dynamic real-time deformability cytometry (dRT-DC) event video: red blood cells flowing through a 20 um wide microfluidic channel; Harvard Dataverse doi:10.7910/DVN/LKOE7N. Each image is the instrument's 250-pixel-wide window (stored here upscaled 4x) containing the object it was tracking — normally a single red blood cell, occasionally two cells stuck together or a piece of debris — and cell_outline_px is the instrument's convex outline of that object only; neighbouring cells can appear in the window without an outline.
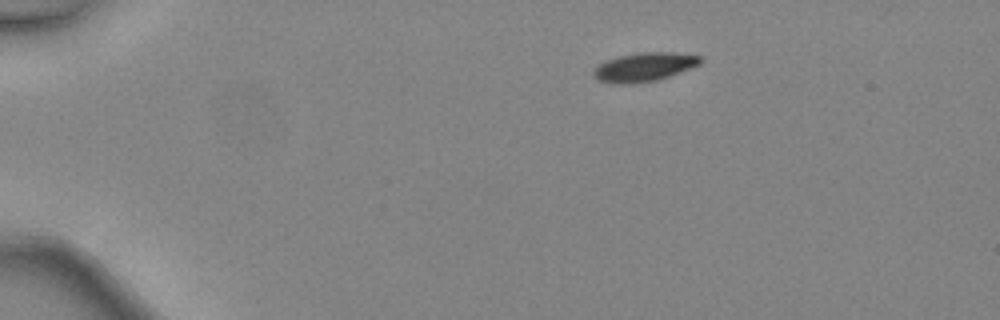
{"species": "common noctule bat (a hibernating species)", "species_latin": "Nyctalus noctula", "temperature_condition": "warm", "stored_images_in_passage": 38, "camera_frame_rate_fps": 3000, "um_per_image_px": 0.085, "animal": {"sex": "female", "body_mass_g": 24.6, "forearm_length_mm": 56.2}, "frame": {"image": 1, "passage_image": 1, "time_ms": 0.0, "image_size_px": [1000, 320], "cell_outline_px": [[704, 60], [700, 64], [680, 72], [656, 80], [628, 84], [612, 84], [596, 80], [592, 76], [592, 68], [608, 60], [620, 56], [640, 52], [672, 52], [700, 56]], "centroid_in_image_um": [54.71, 5.7], "position_along_channel_um": 30.3, "area_um2": 17.98}}
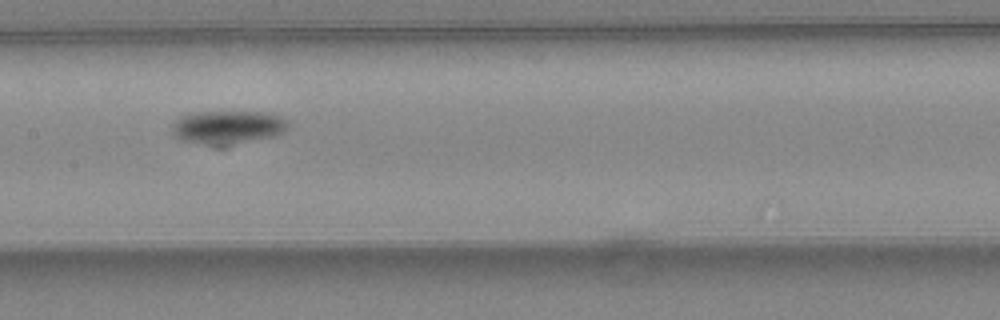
{"frame": {"image": 2, "passage_image": 17, "time_ms": 5.333, "image_size_px": [1000, 320], "cell_outline_px": [[288, 128], [284, 132], [276, 136], [228, 144], [204, 144], [180, 140], [172, 136], [172, 124], [176, 120], [184, 116], [196, 112], [264, 112], [280, 116], [288, 120]], "centroid_in_image_um": [19.37, 10.8], "position_along_channel_um": 188.0, "area_um2": 22.37}}
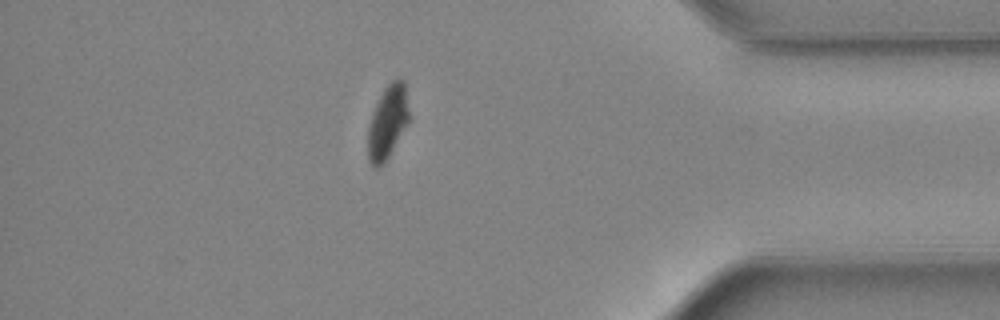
{"frame": {"image": 3, "passage_image": 33, "time_ms": 10.667, "image_size_px": [1000, 320], "cell_outline_px": [[408, 124], [384, 164], [376, 168], [372, 168], [368, 160], [368, 128], [372, 112], [384, 88], [392, 80], [404, 80], [408, 108]], "centroid_in_image_um": [32.93, 10.43], "position_along_channel_um": 402.3, "area_um2": 17.51}, "authors_computed_cell_mechanics": {"area_um2": 19.5364, "velocity_mm_per_s": 4.5519, "shape_relaxation_time_tau1_ms": 3.5448, "shape_relaxation_time_tau2_ms": null, "deformation_change_tau1": 0.1361, "deformation_change_tau2": null}}